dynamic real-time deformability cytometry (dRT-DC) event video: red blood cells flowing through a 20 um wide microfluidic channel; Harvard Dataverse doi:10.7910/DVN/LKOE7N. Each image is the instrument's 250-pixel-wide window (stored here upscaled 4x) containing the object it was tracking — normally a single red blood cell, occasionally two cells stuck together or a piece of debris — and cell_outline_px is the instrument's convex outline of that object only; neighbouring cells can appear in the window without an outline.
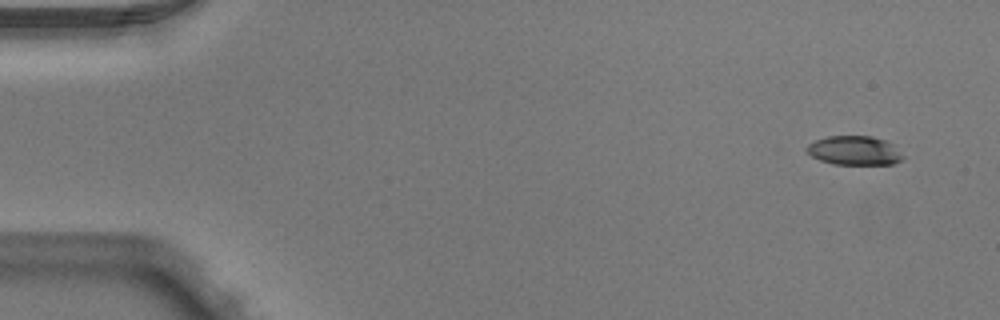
{"species": "Egyptian fruit bat (a non-hibernating species)", "species_latin": "Rousettus aegyptiacus", "temperature_condition": "warm", "stored_images_in_passage": 5, "segment_of_instrument_passage": [1, 2], "camera_frame_rate_fps": 3000, "um_per_image_px": 0.085, "animal": {"sex": "male"}, "frame": {"image": 1, "passage_image": 1, "time_ms": 0.0, "image_size_px": [1000, 320], "cell_outline_px": [[904, 156], [900, 160], [892, 164], [832, 164], [820, 160], [804, 152], [804, 148], [808, 144], [816, 140], [828, 136], [872, 136], [884, 140], [892, 144]], "centroid_in_image_um": [72.57, 12.79], "position_along_channel_um": 12.4, "area_um2": 16.3}}